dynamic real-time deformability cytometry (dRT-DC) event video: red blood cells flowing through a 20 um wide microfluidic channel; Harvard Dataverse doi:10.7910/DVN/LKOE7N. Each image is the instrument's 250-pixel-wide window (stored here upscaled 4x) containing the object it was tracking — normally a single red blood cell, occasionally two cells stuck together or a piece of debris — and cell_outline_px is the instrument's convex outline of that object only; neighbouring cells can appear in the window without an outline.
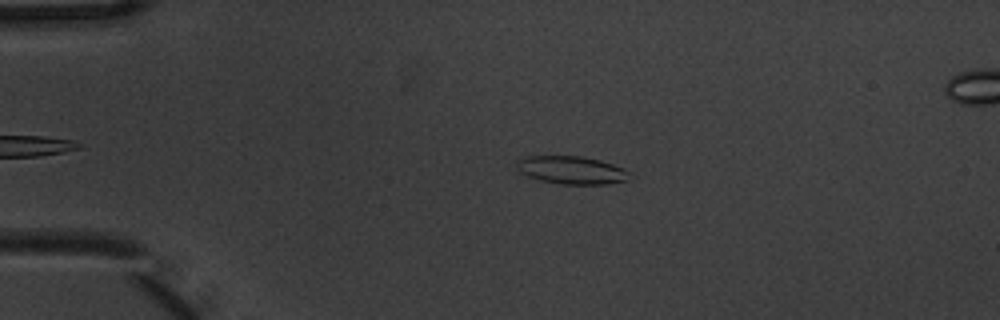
{"species": "common noctule bat (a hibernating species)", "species_latin": "Nyctalus noctula", "temperature_condition": "warm", "stored_images_in_passage": 4, "camera_frame_rate_fps": 3000, "um_per_image_px": 0.085, "animal": {"sex": "male", "body_mass_g": 20.1, "forearm_length_mm": 53.5}, "frame": {"image": 1, "passage_image": 2, "time_ms": 0.333, "image_size_px": [1000, 320], "cell_outline_px": [[628, 180], [604, 184], [560, 184], [540, 180], [528, 176], [520, 172], [516, 168], [516, 160], [528, 156], [580, 156], [600, 160], [624, 168], [628, 172]], "centroid_in_image_um": [48.54, 14.45], "position_along_channel_um": 36.5, "area_um2": 18.26}}